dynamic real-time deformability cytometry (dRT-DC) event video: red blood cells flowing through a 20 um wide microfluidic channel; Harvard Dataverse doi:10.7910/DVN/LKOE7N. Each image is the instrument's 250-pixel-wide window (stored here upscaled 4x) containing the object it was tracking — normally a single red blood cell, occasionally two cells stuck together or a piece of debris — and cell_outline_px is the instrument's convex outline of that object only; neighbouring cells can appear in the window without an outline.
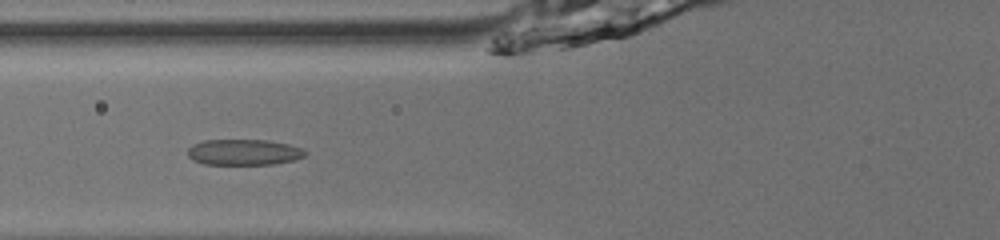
{"species": "common noctule bat (a hibernating species)", "species_latin": "Nyctalus noctula", "temperature_condition": "room temperature", "stored_images_in_passage": 34, "camera_frame_rate_fps": 3000, "um_per_image_px": 0.085, "animal": {"sex": "male", "body_mass_g": 13.0, "forearm_length_mm": 53.1}, "frame": {"image": 1, "passage_image": 4, "time_ms": 1.0, "image_size_px": [1000, 240], "cell_outline_px": [[308, 152], [304, 156], [296, 160], [272, 164], [204, 164], [192, 160], [188, 156], [188, 148], [192, 144], [204, 140], [268, 140], [288, 144], [300, 148]], "centroid_in_image_um": [20.71, 12.93], "position_along_channel_um": 105.1, "area_um2": 17.74}}
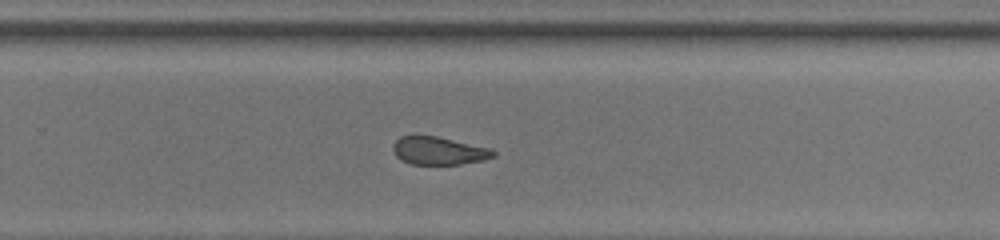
{"frame": {"image": 2, "passage_image": 18, "time_ms": 5.667, "image_size_px": [1000, 240], "cell_outline_px": [[496, 156], [484, 160], [460, 164], [412, 164], [400, 160], [396, 156], [392, 148], [392, 144], [400, 136], [436, 136], [492, 148], [496, 152]], "centroid_in_image_um": [37.31, 12.82], "position_along_channel_um": 292.5, "area_um2": 16.42}}
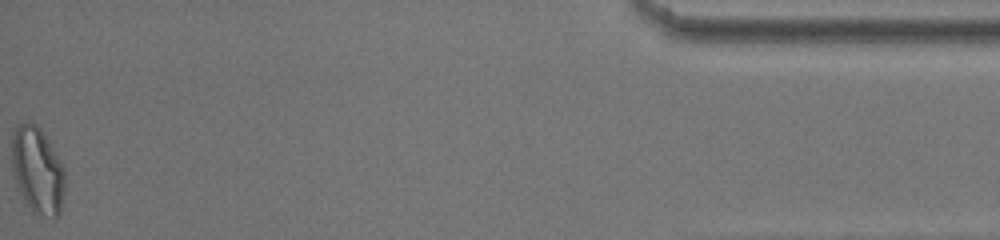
{"frame": {"image": 3, "passage_image": 34, "time_ms": 11.0, "image_size_px": [1000, 240], "cell_outline_px": [[64, 192], [60, 212], [56, 220], [32, 212], [24, 200], [12, 176], [12, 128], [16, 124], [28, 120], [36, 124], [40, 128], [64, 168]], "centroid_in_image_um": [3.15, 14.47], "position_along_channel_um": 432.0, "area_um2": 27.17}, "authors_computed_cell_mechanics": {"area_um2": 17.7735, "velocity_mm_per_s": 4.0122, "shape_relaxation_time_tau1_ms": null, "shape_relaxation_time_tau2_ms": 1.5734, "deformation_change_tau1": null, "deformation_change_tau2": 0.0802}}